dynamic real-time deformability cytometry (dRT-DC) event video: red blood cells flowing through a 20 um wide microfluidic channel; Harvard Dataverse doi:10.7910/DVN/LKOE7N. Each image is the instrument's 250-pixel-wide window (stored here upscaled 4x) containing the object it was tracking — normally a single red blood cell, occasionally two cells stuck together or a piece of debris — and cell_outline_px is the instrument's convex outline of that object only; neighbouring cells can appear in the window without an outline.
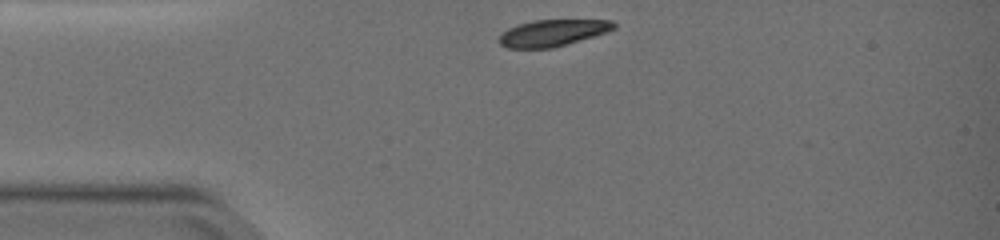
{"species": "common noctule bat (a hibernating species)", "species_latin": "Nyctalus noctula", "temperature_condition": "warm", "stored_images_in_passage": 34, "camera_frame_rate_fps": 3000, "um_per_image_px": 0.085, "animal": {"sex": "female", "body_mass_g": 19.0, "forearm_length_mm": 51.5}, "frame": {"image": 1, "passage_image": 1, "time_ms": 0.0, "image_size_px": [1000, 240], "cell_outline_px": [[616, 28], [568, 44], [552, 48], [508, 48], [500, 44], [500, 36], [508, 28], [532, 20], [612, 20], [616, 24]], "centroid_in_image_um": [46.97, 2.79], "position_along_channel_um": 38.0, "area_um2": 17.51}}
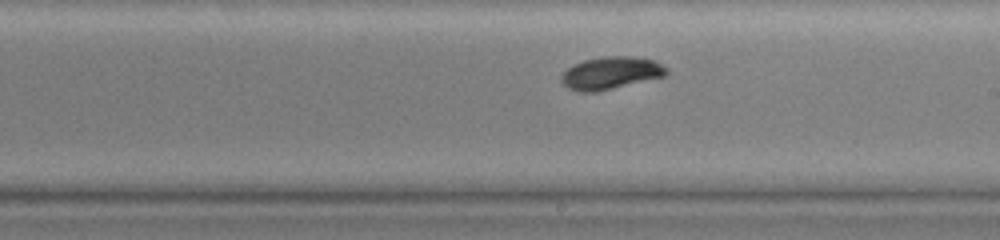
{"frame": {"image": 2, "passage_image": 19, "time_ms": 6.0, "image_size_px": [1000, 240], "cell_outline_px": [[668, 72], [664, 76], [596, 92], [580, 92], [568, 88], [560, 80], [560, 76], [572, 64], [584, 60], [604, 56], [632, 56], [652, 60], [668, 68]], "centroid_in_image_um": [51.88, 6.2], "position_along_channel_um": 237.1, "area_um2": 19.77}}
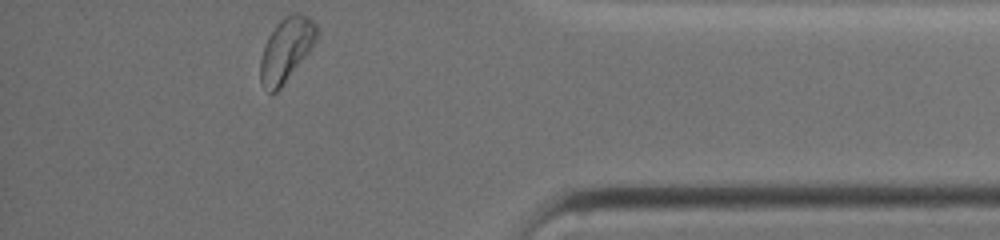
{"frame": {"image": 3, "passage_image": 34, "time_ms": 11.0, "image_size_px": [1000, 240], "cell_outline_px": [[320, 32], [312, 48], [280, 88], [276, 92], [268, 92], [260, 80], [260, 60], [264, 44], [268, 36], [276, 24], [284, 16], [292, 12], [300, 12], [308, 16], [320, 28]], "centroid_in_image_um": [24.35, 4.16], "position_along_channel_um": 410.8, "area_um2": 21.15}, "authors_computed_cell_mechanics": {"area_um2": 19.8543, "velocity_mm_per_s": 3.826, "shape_relaxation_time_tau1_ms": 3.6065, "shape_relaxation_time_tau2_ms": null, "deformation_change_tau1": 0.1497, "deformation_change_tau2": null}}